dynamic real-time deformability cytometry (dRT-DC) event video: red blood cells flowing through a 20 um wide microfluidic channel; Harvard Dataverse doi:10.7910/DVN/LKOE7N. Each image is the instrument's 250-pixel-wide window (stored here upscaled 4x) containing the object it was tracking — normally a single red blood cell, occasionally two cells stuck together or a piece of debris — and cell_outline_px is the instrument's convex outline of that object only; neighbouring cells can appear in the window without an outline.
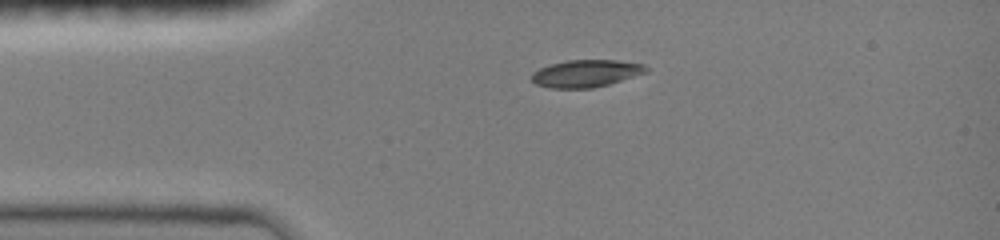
{"species": "common noctule bat (a hibernating species)", "species_latin": "Nyctalus noctula", "temperature_condition": "room temperature", "stored_images_in_passage": 7, "camera_frame_rate_fps": 3000, "um_per_image_px": 0.085, "animal": {"sex": "female", "body_mass_g": 19.0, "forearm_length_mm": 51.5}, "frame": {"image": 1, "passage_image": 1, "time_ms": 0.0, "image_size_px": [1000, 240], "cell_outline_px": [[648, 72], [608, 84], [592, 88], [548, 88], [536, 84], [532, 80], [532, 72], [540, 68], [552, 64], [568, 60], [616, 60], [644, 64], [648, 68]], "centroid_in_image_um": [49.81, 6.24], "position_along_channel_um": 35.2, "area_um2": 18.09}}
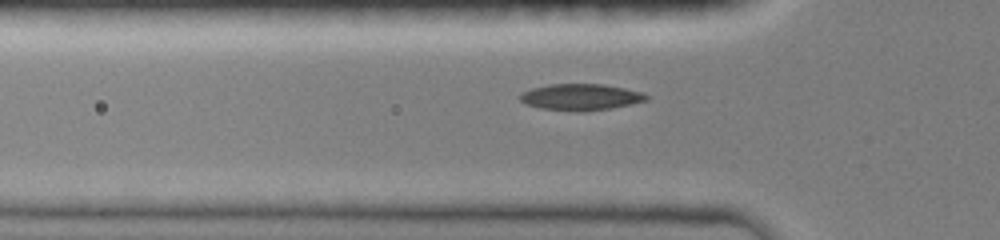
{"frame": {"image": 2, "passage_image": 6, "time_ms": 1.667, "image_size_px": [1000, 240], "cell_outline_px": [[648, 100], [612, 108], [584, 112], [540, 108], [524, 104], [520, 100], [520, 92], [532, 88], [548, 84], [604, 84], [624, 88], [640, 92], [648, 96]], "centroid_in_image_um": [49.32, 8.25], "position_along_channel_um": 76.5, "area_um2": 19.48}}